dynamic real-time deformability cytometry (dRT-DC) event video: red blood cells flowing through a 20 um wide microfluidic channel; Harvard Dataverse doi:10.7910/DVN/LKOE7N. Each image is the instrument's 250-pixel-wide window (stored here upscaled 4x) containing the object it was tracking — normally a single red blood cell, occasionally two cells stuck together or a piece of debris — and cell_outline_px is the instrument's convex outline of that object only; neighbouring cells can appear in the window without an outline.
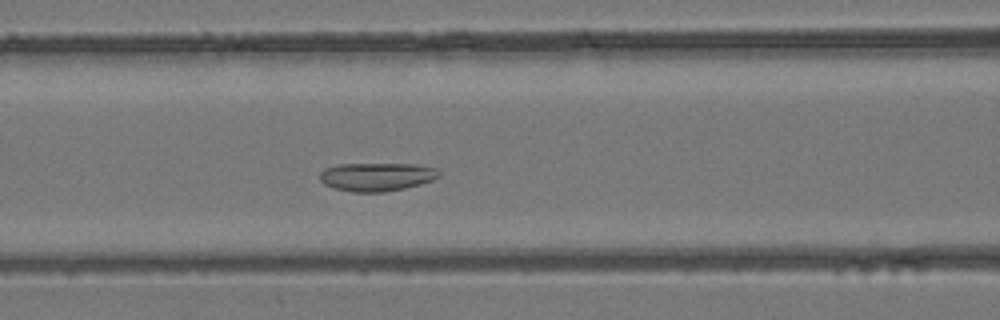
{"species": "common noctule bat (a hibernating species)", "species_latin": "Nyctalus noctula", "temperature_condition": "room temperature", "stored_images_in_passage": 50, "camera_frame_rate_fps": 3000, "um_per_image_px": 0.085, "animal": {"sex": "female", "body_mass_g": 24.6, "forearm_length_mm": 56.2}, "frame": {"image": 1, "passage_image": 21, "time_ms": 6.667, "image_size_px": [1000, 320], "cell_outline_px": [[440, 176], [432, 180], [420, 184], [404, 188], [384, 192], [352, 192], [336, 188], [324, 184], [320, 180], [320, 172], [324, 168], [340, 164], [416, 164], [436, 168], [440, 172]], "centroid_in_image_um": [32.02, 15.02], "position_along_channel_um": 134.6, "area_um2": 19.71}}
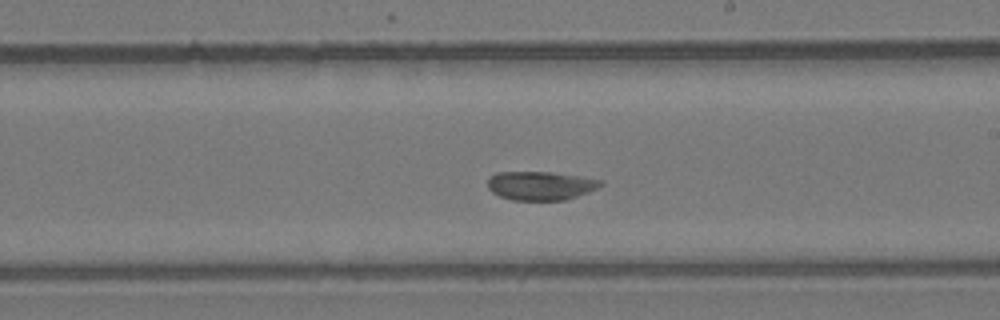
{"frame": {"image": 2, "passage_image": 29, "time_ms": 9.333, "image_size_px": [1000, 320], "cell_outline_px": [[604, 184], [588, 192], [564, 200], [512, 200], [500, 196], [492, 192], [488, 188], [488, 176], [496, 172], [552, 172], [580, 176], [604, 180]], "centroid_in_image_um": [45.94, 15.77], "position_along_channel_um": 243.1, "area_um2": 19.02}}
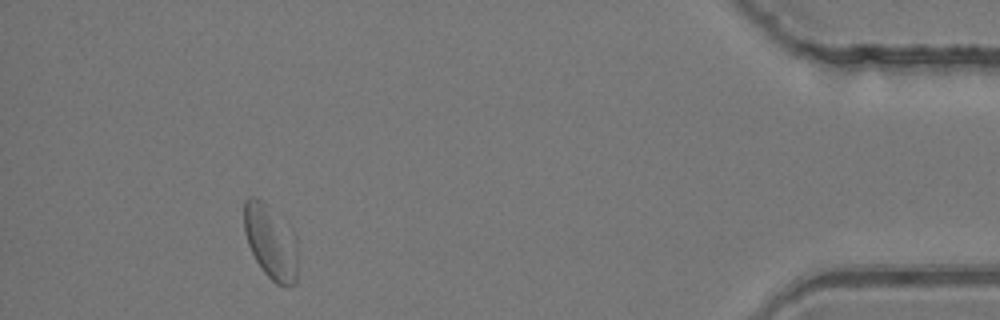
{"frame": {"image": 3, "passage_image": 46, "time_ms": 15.0, "image_size_px": [1000, 320], "cell_outline_px": [[296, 280], [288, 288], [276, 284], [264, 272], [256, 260], [248, 244], [244, 232], [244, 200], [248, 196], [256, 196], [296, 236]], "centroid_in_image_um": [22.98, 20.59], "position_along_channel_um": 412.2, "area_um2": 22.66}}